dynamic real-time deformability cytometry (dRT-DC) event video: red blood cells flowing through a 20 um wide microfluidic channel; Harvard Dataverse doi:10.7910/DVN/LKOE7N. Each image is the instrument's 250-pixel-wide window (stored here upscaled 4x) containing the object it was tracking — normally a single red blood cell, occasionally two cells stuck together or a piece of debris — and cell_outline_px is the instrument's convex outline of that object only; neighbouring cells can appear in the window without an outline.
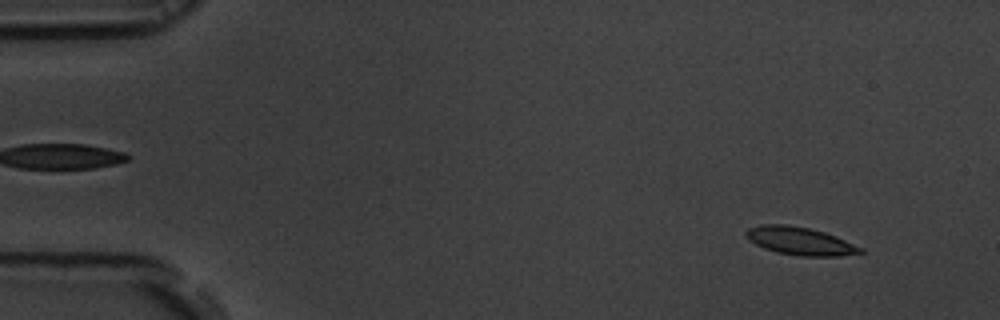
{"species": "common noctule bat (a hibernating species)", "species_latin": "Nyctalus noctula", "temperature_condition": "room temperature", "stored_images_in_passage": 56, "camera_frame_rate_fps": 3000, "um_per_image_px": 0.085, "animal": {"sex": "male", "body_mass_g": 19.5, "forearm_length_mm": 54.6}, "frame": {"image": 1, "passage_image": 5, "time_ms": 1.333, "image_size_px": [1000, 320], "cell_outline_px": [[864, 252], [840, 256], [800, 256], [776, 252], [764, 248], [748, 240], [744, 232], [748, 228], [760, 224], [788, 224], [808, 228], [824, 232], [836, 236], [864, 248]], "centroid_in_image_um": [67.99, 20.48], "position_along_channel_um": 17.0, "area_um2": 18.73}}
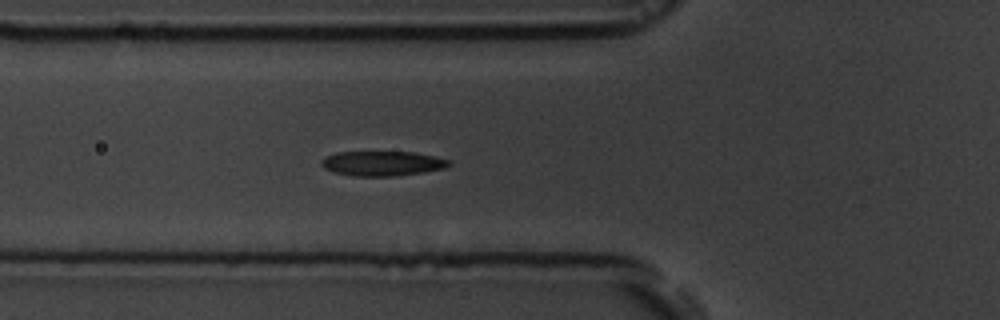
{"frame": {"image": 2, "passage_image": 20, "time_ms": 6.333, "image_size_px": [1000, 320], "cell_outline_px": [[452, 164], [444, 168], [424, 172], [396, 176], [352, 176], [336, 172], [324, 168], [320, 164], [320, 160], [324, 156], [336, 152], [412, 152], [432, 156], [448, 160]], "centroid_in_image_um": [32.45, 13.89], "position_along_channel_um": 93.4, "area_um2": 18.38}}
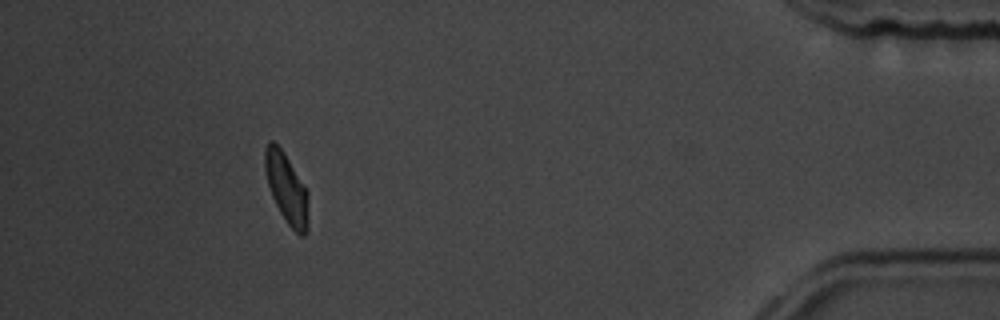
{"frame": {"image": 3, "passage_image": 51, "time_ms": 16.667, "image_size_px": [1000, 320], "cell_outline_px": [[308, 232], [304, 236], [300, 236], [288, 224], [280, 212], [272, 196], [268, 184], [264, 168], [264, 148], [268, 140], [272, 140], [284, 152], [308, 192]], "centroid_in_image_um": [24.36, 16.01], "position_along_channel_um": 410.8, "area_um2": 17.8}, "authors_computed_cell_mechanics": {"area_um2": 18.4382, "velocity_mm_per_s": 3.641, "shape_relaxation_time_tau1_ms": 2.9848, "shape_relaxation_time_tau2_ms": 2.4473, "deformation_change_tau1": 0.1249, "deformation_change_tau2": 0.0613}}